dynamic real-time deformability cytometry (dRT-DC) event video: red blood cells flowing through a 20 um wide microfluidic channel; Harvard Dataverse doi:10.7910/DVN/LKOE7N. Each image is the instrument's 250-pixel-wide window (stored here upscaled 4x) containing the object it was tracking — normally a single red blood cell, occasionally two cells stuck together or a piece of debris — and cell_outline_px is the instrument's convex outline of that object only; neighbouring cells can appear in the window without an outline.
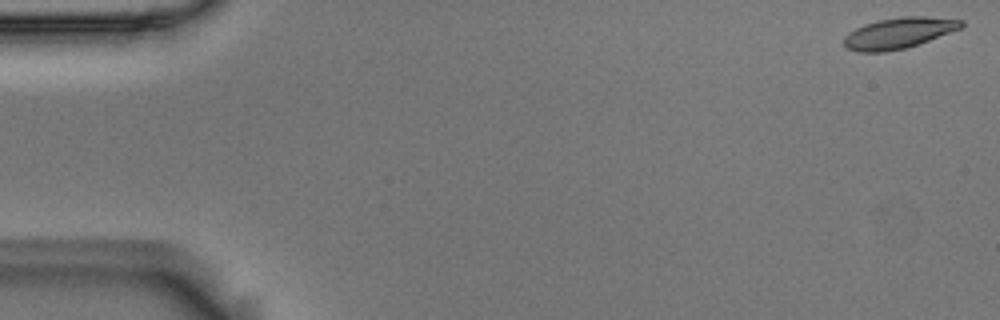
{"species": "Egyptian fruit bat (a non-hibernating species)", "species_latin": "Rousettus aegyptiacus", "temperature_condition": "room temperature", "stored_images_in_passage": 14, "camera_frame_rate_fps": 3000, "um_per_image_px": 0.085, "animal": {"sex": "male"}, "frame": {"image": 1, "passage_image": 1, "time_ms": 0.0, "image_size_px": [1000, 320], "cell_outline_px": [[964, 24], [960, 28], [928, 40], [904, 48], [884, 52], [856, 52], [848, 48], [844, 44], [844, 36], [848, 32], [856, 28], [880, 20], [904, 16], [924, 16], [964, 20]], "centroid_in_image_um": [76.37, 2.81], "position_along_channel_um": 8.6, "area_um2": 20.69}}
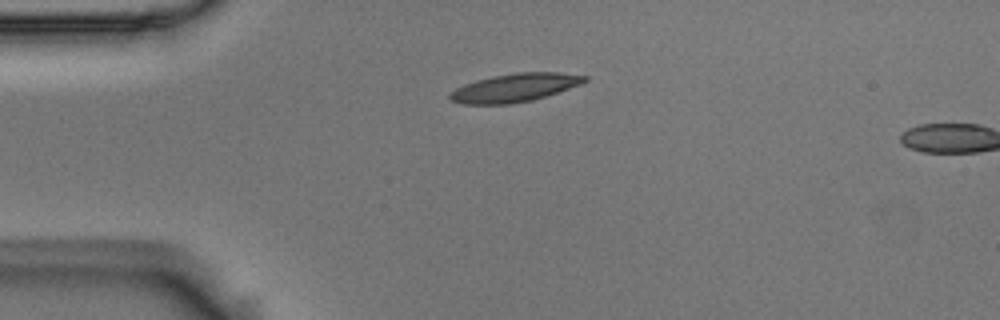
{"frame": {"image": 2, "passage_image": 13, "time_ms": 4.0, "image_size_px": [1000, 320], "cell_outline_px": [[588, 80], [580, 84], [532, 100], [512, 104], [464, 104], [452, 100], [448, 96], [456, 88], [464, 84], [476, 80], [492, 76], [516, 72], [560, 72], [588, 76]], "centroid_in_image_um": [43.75, 7.44], "position_along_channel_um": 41.2, "area_um2": 22.02}}